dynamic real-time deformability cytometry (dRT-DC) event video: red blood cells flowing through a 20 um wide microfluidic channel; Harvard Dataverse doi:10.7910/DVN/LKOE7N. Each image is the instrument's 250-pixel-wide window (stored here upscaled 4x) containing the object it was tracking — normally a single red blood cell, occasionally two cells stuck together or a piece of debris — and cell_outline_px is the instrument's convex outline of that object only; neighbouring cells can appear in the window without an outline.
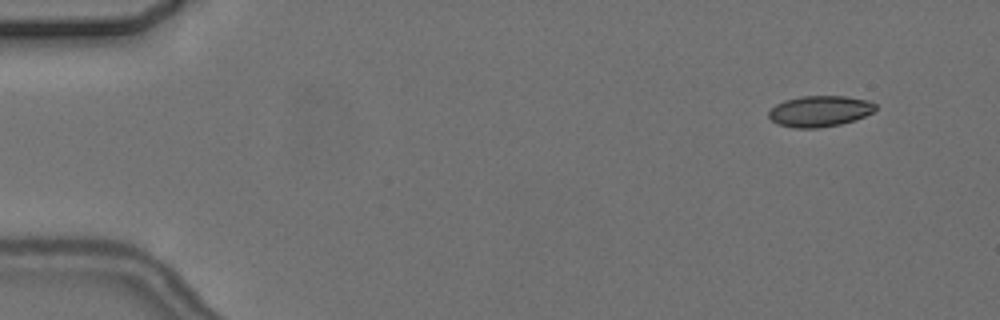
{"species": "common noctule bat (a hibernating species)", "species_latin": "Nyctalus noctula", "temperature_condition": "cold", "stored_images_in_passage": 5, "camera_frame_rate_fps": 3000, "um_per_image_px": 0.085, "animal": {"sex": "female", "body_mass_g": 24.6, "forearm_length_mm": 56.2}, "frame": {"image": 1, "passage_image": 2, "time_ms": 1.0, "image_size_px": [1000, 320], "cell_outline_px": [[876, 108], [872, 112], [856, 120], [840, 124], [820, 128], [796, 128], [776, 124], [768, 116], [768, 112], [776, 104], [784, 100], [800, 96], [844, 96], [868, 100], [876, 104]], "centroid_in_image_um": [69.66, 9.45], "position_along_channel_um": 15.3, "area_um2": 19.36}}